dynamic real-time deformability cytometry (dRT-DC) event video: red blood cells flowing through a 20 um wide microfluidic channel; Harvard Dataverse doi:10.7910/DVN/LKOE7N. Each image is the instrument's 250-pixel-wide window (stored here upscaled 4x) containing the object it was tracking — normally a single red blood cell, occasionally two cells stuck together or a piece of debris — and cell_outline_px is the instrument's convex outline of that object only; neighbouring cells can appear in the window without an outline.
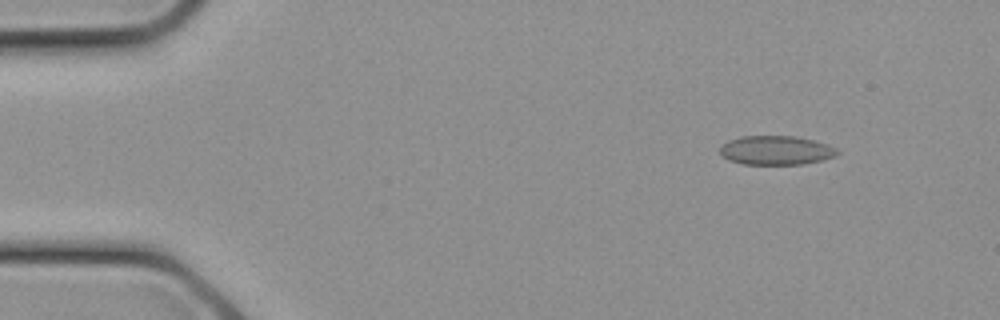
{"species": "common noctule bat (a hibernating species)", "species_latin": "Nyctalus noctula", "temperature_condition": "cold", "stored_images_in_passage": 27, "camera_frame_rate_fps": 3000, "um_per_image_px": 0.085, "animal": {"sex": "female", "body_mass_g": 21.9}, "frame": {"image": 1, "passage_image": 3, "time_ms": 0.667, "image_size_px": [1000, 320], "cell_outline_px": [[840, 152], [836, 156], [820, 160], [800, 164], [744, 164], [728, 160], [720, 152], [720, 148], [728, 140], [740, 136], [796, 136], [828, 144], [836, 148]], "centroid_in_image_um": [65.97, 12.77], "position_along_channel_um": 19.0, "area_um2": 19.77}}
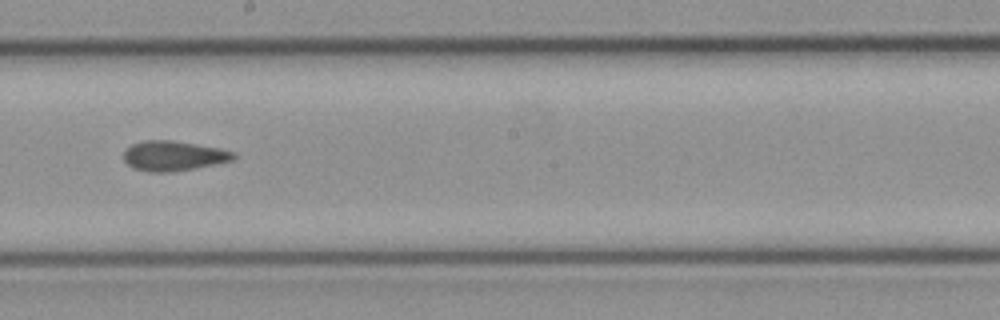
{"frame": {"image": 2, "passage_image": 15, "time_ms": 4.667, "image_size_px": [1000, 320], "cell_outline_px": [[236, 156], [232, 160], [216, 164], [196, 168], [172, 172], [148, 172], [132, 168], [124, 160], [124, 152], [132, 144], [144, 140], [172, 140], [220, 148], [236, 152]], "centroid_in_image_um": [14.76, 13.25], "position_along_channel_um": 233.4, "area_um2": 19.25}}
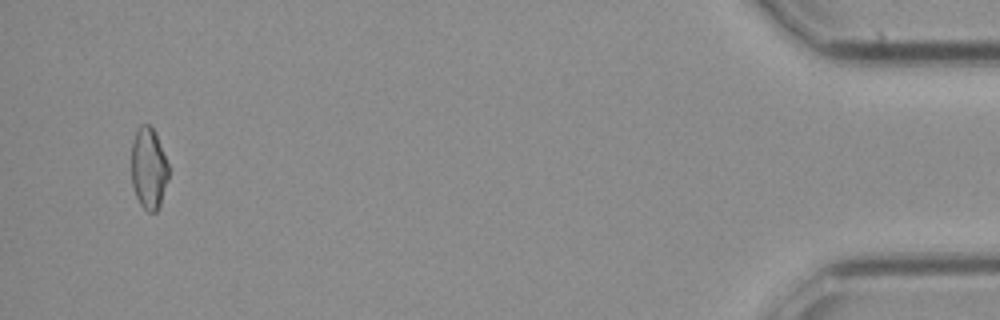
{"frame": {"image": 3, "passage_image": 26, "time_ms": 8.333, "image_size_px": [1000, 320], "cell_outline_px": [[168, 180], [160, 204], [156, 212], [148, 212], [140, 204], [136, 196], [132, 184], [132, 140], [140, 124], [148, 124], [156, 132], [168, 164]], "centroid_in_image_um": [12.64, 14.3], "position_along_channel_um": 422.6, "area_um2": 17.63}}